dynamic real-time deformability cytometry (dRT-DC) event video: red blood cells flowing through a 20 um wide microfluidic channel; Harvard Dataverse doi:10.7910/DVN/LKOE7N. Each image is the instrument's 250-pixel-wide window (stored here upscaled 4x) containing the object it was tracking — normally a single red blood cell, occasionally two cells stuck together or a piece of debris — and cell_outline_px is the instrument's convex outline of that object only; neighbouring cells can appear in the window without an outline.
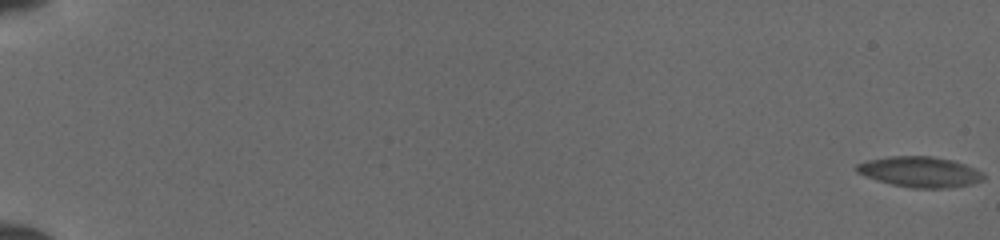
{"species": "common noctule bat (a hibernating species)", "species_latin": "Nyctalus noctula", "temperature_condition": "cold", "stored_images_in_passage": 20, "camera_frame_rate_fps": 3000, "um_per_image_px": 0.085, "animal": {"sex": "female", "body_mass_g": 19.5, "forearm_length_mm": 54.1}, "frame": {"image": 1, "passage_image": 1, "time_ms": 0.0, "image_size_px": [1000, 240], "cell_outline_px": [[984, 180], [968, 184], [940, 188], [916, 188], [892, 184], [856, 172], [856, 164], [872, 160], [892, 156], [928, 156], [948, 160], [964, 164], [980, 172], [984, 176]], "centroid_in_image_um": [78.18, 14.61], "position_along_channel_um": 6.8, "area_um2": 21.68}}
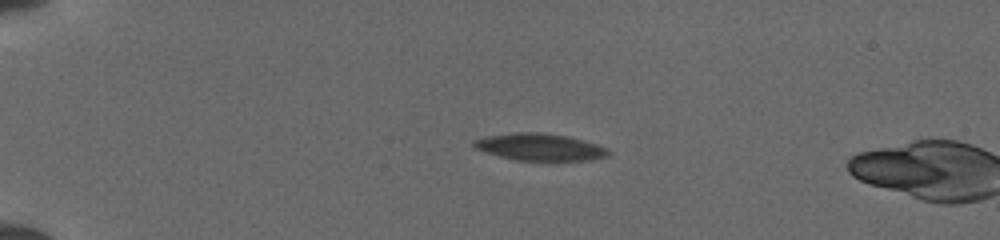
{"frame": {"image": 2, "passage_image": 15, "time_ms": 4.667, "image_size_px": [1000, 240], "cell_outline_px": [[608, 152], [604, 156], [580, 160], [516, 160], [488, 152], [476, 148], [472, 144], [476, 140], [492, 136], [520, 132], [536, 132], [564, 136], [580, 140], [604, 148]], "centroid_in_image_um": [45.82, 12.5], "position_along_channel_um": 39.2, "area_um2": 19.83}}